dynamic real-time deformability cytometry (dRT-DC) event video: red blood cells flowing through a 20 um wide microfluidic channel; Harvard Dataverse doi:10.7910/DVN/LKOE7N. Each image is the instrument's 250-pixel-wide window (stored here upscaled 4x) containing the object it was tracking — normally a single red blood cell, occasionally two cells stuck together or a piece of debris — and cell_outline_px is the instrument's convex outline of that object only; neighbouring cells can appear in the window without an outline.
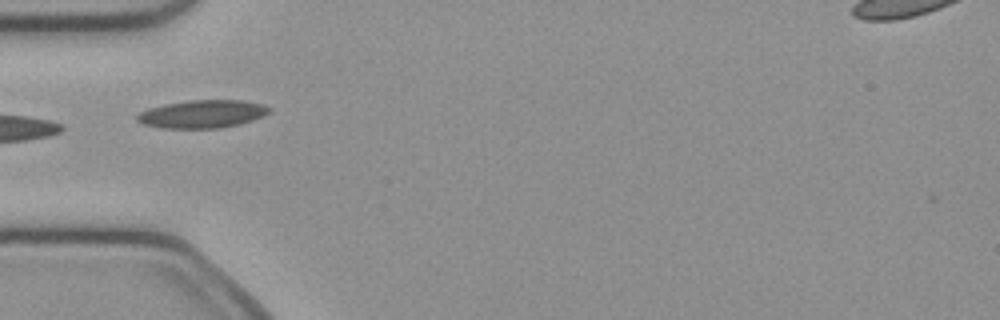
{"species": "common noctule bat (a hibernating species)", "species_latin": "Nyctalus noctula", "temperature_condition": "cold", "stored_images_in_passage": 23, "camera_frame_rate_fps": 3000, "um_per_image_px": 0.085, "animal": {"sex": "female", "body_mass_g": 21.9}, "frame": {"image": 1, "passage_image": 1, "time_ms": 0.0, "image_size_px": [1000, 320], "cell_outline_px": [[272, 108], [264, 116], [240, 124], [220, 128], [160, 128], [144, 124], [136, 120], [136, 116], [140, 112], [148, 108], [164, 104], [192, 100], [244, 100], [260, 104]], "centroid_in_image_um": [17.19, 9.69], "position_along_channel_um": 67.8, "area_um2": 21.5}, "authors_computed_cell_mechanics": {"area_um2": 20.1722, "velocity_mm_per_s": 4.0544, "shape_relaxation_time_tau1_ms": 8.2681, "shape_relaxation_time_tau2_ms": 3.0396, "deformation_change_tau1": 0.2052, "deformation_change_tau2": 0.1201}}